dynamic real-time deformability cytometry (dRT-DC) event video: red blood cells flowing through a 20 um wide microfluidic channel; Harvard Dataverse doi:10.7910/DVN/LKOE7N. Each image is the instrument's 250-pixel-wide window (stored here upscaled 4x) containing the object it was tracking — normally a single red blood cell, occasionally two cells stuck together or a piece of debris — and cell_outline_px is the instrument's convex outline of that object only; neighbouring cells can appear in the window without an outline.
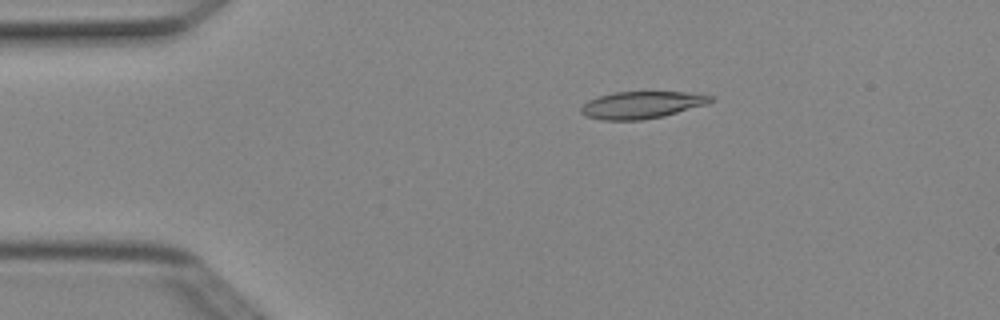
{"species": "Egyptian fruit bat (a non-hibernating species)", "species_latin": "Rousettus aegyptiacus", "temperature_condition": "cold", "stored_images_in_passage": 5, "camera_frame_rate_fps": 3000, "um_per_image_px": 0.085, "animal": {"sex": "female"}, "frame": {"image": 1, "passage_image": 3, "time_ms": 0.667, "image_size_px": [1000, 320], "cell_outline_px": [[716, 100], [708, 104], [664, 116], [640, 120], [604, 120], [584, 116], [580, 112], [580, 108], [588, 100], [612, 92], [696, 92], [712, 96]], "centroid_in_image_um": [54.58, 8.91], "position_along_channel_um": 30.4, "area_um2": 20.69}}
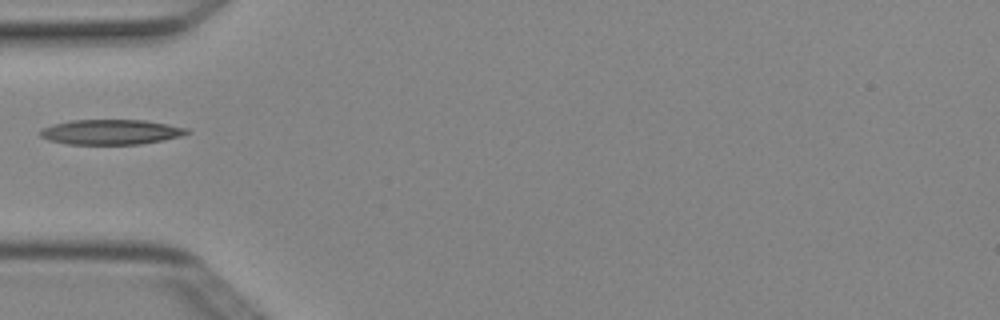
{"frame": {"image": 2, "passage_image": 5, "time_ms": 1.333, "image_size_px": [1000, 320], "cell_outline_px": [[192, 132], [180, 136], [164, 140], [140, 144], [68, 144], [48, 140], [40, 136], [40, 128], [52, 124], [72, 120], [144, 120], [168, 124], [188, 128]], "centroid_in_image_um": [9.43, 11.22], "position_along_channel_um": 75.6, "area_um2": 21.5}}